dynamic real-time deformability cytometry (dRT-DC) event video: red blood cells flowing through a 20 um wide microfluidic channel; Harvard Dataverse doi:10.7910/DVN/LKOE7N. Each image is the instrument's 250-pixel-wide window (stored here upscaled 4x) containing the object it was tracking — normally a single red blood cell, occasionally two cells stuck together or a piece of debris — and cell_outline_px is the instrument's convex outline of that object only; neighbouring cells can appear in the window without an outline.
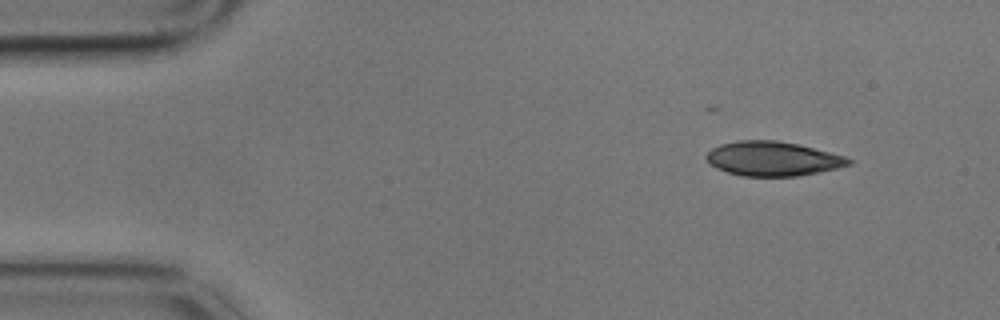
{"species": "common noctule bat (a hibernating species)", "species_latin": "Nyctalus noctula", "temperature_condition": "cold", "stored_images_in_passage": 4, "camera_frame_rate_fps": 3000, "um_per_image_px": 0.085, "animal": {"sex": "male", "body_mass_g": 17.9}, "frame": {"image": 1, "passage_image": 1, "time_ms": 0.0, "image_size_px": [1000, 320], "cell_outline_px": [[852, 164], [836, 168], [796, 176], [740, 176], [716, 168], [708, 164], [704, 156], [712, 148], [720, 144], [736, 140], [776, 140], [796, 144], [844, 156], [852, 160]], "centroid_in_image_um": [65.6, 13.49], "position_along_channel_um": 19.4, "area_um2": 28.38}}
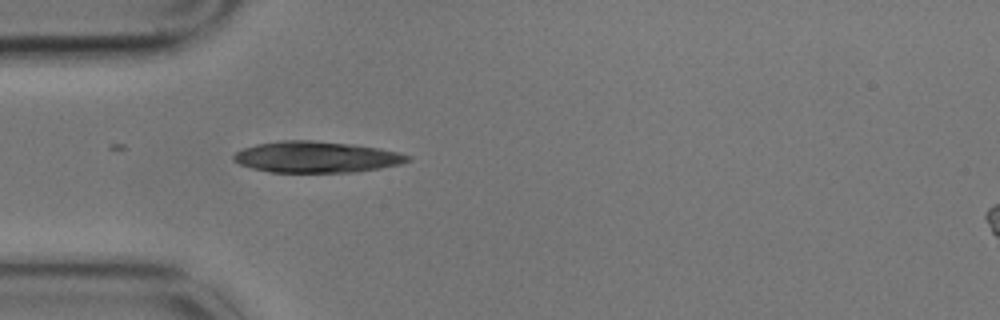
{"frame": {"image": 2, "passage_image": 4, "time_ms": 1.0, "image_size_px": [1000, 320], "cell_outline_px": [[412, 160], [400, 164], [380, 168], [356, 172], [268, 172], [252, 168], [240, 164], [232, 160], [232, 156], [236, 152], [244, 148], [256, 144], [280, 140], [312, 140], [352, 144], [380, 148], [400, 152], [412, 156]], "centroid_in_image_um": [26.91, 13.34], "position_along_channel_um": 58.1, "area_um2": 31.91}}